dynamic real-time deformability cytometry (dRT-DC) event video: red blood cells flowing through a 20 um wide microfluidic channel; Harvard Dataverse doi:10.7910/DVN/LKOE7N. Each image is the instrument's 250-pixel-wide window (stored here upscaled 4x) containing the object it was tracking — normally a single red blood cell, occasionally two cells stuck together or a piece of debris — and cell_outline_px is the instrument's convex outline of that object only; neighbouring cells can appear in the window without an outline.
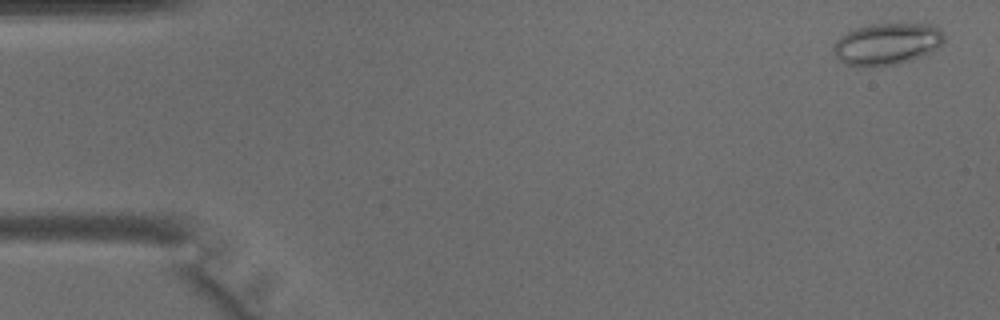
{"species": "common noctule bat (a hibernating species)", "species_latin": "Nyctalus noctula", "temperature_condition": "warm", "stored_images_in_passage": 44, "camera_frame_rate_fps": 3000, "um_per_image_px": 0.085, "animal": {"sex": "male", "body_mass_g": 15.6}, "frame": {"image": 1, "passage_image": 2, "time_ms": 0.333, "image_size_px": [1000, 320], "cell_outline_px": [[944, 40], [932, 52], [924, 56], [896, 64], [872, 68], [860, 68], [844, 64], [836, 56], [832, 48], [832, 44], [840, 36], [856, 28], [872, 24], [932, 24], [944, 36]], "centroid_in_image_um": [75.34, 3.77], "position_along_channel_um": 9.7, "area_um2": 27.17}}
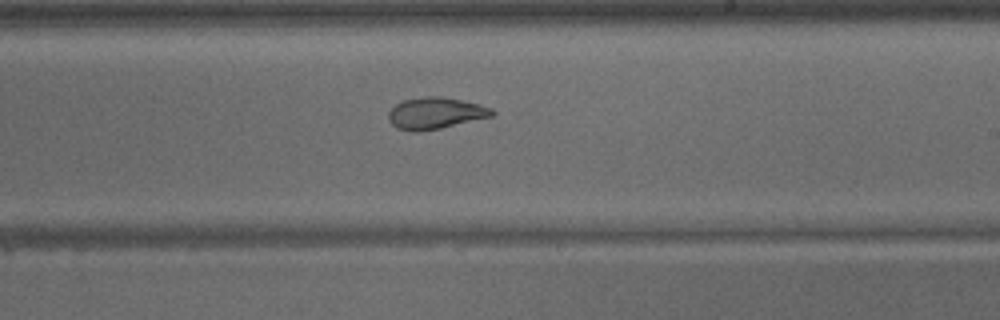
{"frame": {"image": 2, "passage_image": 26, "time_ms": 8.333, "image_size_px": [1000, 320], "cell_outline_px": [[496, 116], [440, 128], [420, 132], [412, 132], [396, 128], [388, 120], [388, 112], [396, 104], [404, 100], [424, 96], [444, 96], [480, 104], [492, 108], [496, 112]], "centroid_in_image_um": [37.04, 9.62], "position_along_channel_um": 252.0, "area_um2": 19.42}}
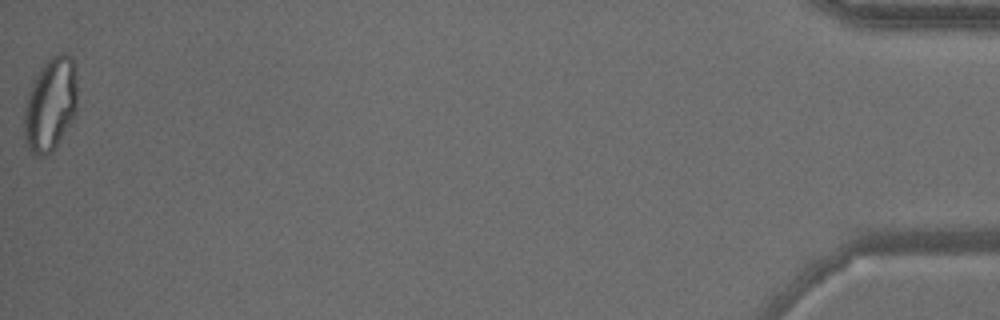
{"frame": {"image": 3, "passage_image": 44, "time_ms": 14.333, "image_size_px": [1000, 320], "cell_outline_px": [[76, 112], [56, 148], [52, 152], [44, 156], [36, 156], [24, 144], [24, 108], [28, 92], [36, 72], [44, 60], [60, 52], [68, 52], [72, 56], [76, 80]], "centroid_in_image_um": [4.26, 8.85], "position_along_channel_um": 430.9, "area_um2": 29.59}}